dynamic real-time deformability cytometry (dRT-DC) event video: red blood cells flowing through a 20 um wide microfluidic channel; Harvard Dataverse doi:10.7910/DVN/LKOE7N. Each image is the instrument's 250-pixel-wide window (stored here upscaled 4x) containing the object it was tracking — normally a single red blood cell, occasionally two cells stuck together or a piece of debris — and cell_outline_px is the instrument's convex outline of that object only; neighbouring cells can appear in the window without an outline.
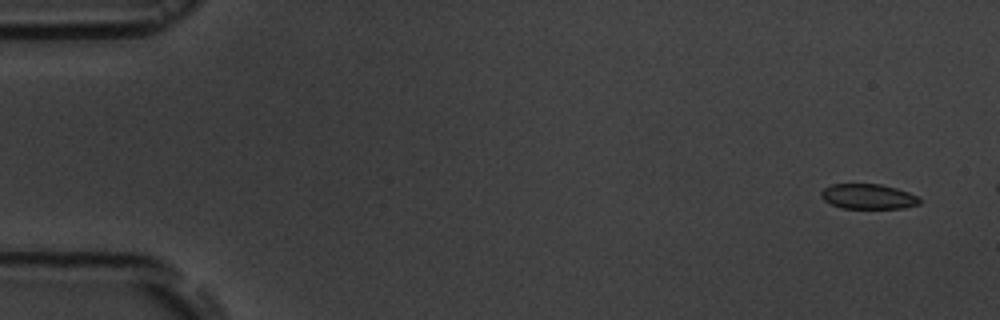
{"species": "common noctule bat (a hibernating species)", "species_latin": "Nyctalus noctula", "temperature_condition": "room temperature", "stored_images_in_passage": 3, "camera_frame_rate_fps": 3000, "um_per_image_px": 0.085, "animal": {"sex": "male", "body_mass_g": 19.5, "forearm_length_mm": 54.6}, "frame": {"image": 1, "passage_image": 1, "time_ms": 0.0, "image_size_px": [1000, 320], "cell_outline_px": [[920, 204], [904, 208], [840, 208], [824, 200], [820, 196], [820, 192], [824, 188], [832, 184], [880, 184], [896, 188], [908, 192], [916, 196], [920, 200]], "centroid_in_image_um": [73.77, 16.7], "position_along_channel_um": 11.2, "area_um2": 14.33}}